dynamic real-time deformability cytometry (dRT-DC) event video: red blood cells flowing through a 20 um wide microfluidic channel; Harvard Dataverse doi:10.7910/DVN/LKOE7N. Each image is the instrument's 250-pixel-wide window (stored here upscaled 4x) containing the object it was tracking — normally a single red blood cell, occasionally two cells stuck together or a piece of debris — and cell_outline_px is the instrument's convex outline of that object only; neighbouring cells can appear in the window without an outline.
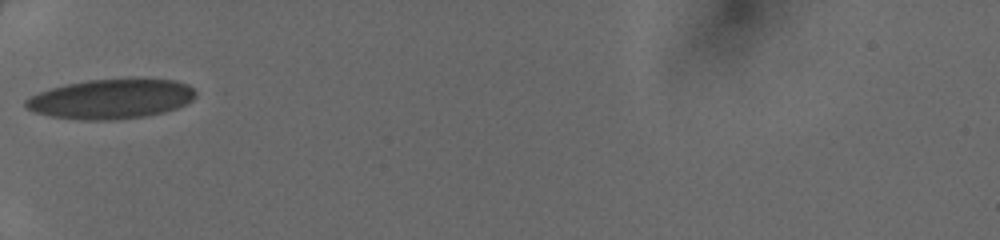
{"species": "human", "species_latin": "Homo sapiens", "temperature_condition": "cold", "stored_images_in_passage": 30, "camera_frame_rate_fps": 3000, "um_per_image_px": 0.085, "donor": {"sex": "female"}, "frame": {"image": 1, "passage_image": 1, "time_ms": 0.0, "image_size_px": [1000, 240], "cell_outline_px": [[196, 96], [192, 100], [176, 108], [164, 112], [144, 116], [112, 120], [80, 120], [52, 116], [36, 112], [24, 108], [24, 100], [28, 96], [64, 84], [88, 80], [128, 76], [140, 76], [176, 80], [188, 84], [196, 92]], "centroid_in_image_um": [9.47, 8.36], "position_along_channel_um": 75.5, "area_um2": 40.4}}
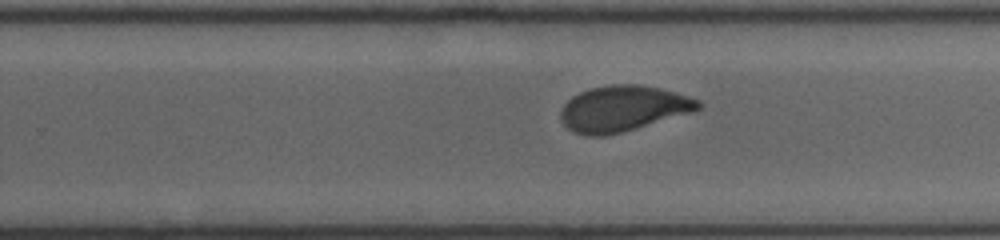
{"frame": {"image": 2, "passage_image": 15, "time_ms": 4.667, "image_size_px": [1000, 240], "cell_outline_px": [[704, 104], [700, 108], [692, 112], [620, 132], [604, 136], [588, 136], [576, 132], [568, 128], [564, 124], [560, 116], [560, 112], [564, 104], [572, 96], [588, 88], [612, 84], [640, 84], [660, 88], [676, 92], [700, 100]], "centroid_in_image_um": [52.96, 9.2], "position_along_channel_um": 276.8, "area_um2": 36.47}}
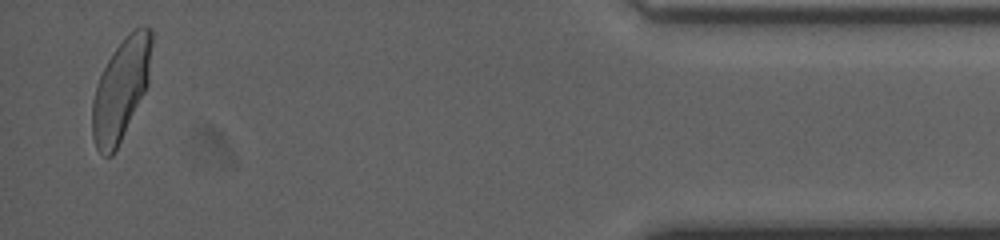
{"frame": {"image": 3, "passage_image": 29, "time_ms": 9.333, "image_size_px": [1000, 240], "cell_outline_px": [[152, 40], [148, 84], [112, 156], [104, 156], [96, 148], [92, 136], [92, 100], [100, 76], [112, 52], [140, 24], [144, 24], [152, 28]], "centroid_in_image_um": [10.28, 7.57], "position_along_channel_um": 424.9, "area_um2": 34.39}}